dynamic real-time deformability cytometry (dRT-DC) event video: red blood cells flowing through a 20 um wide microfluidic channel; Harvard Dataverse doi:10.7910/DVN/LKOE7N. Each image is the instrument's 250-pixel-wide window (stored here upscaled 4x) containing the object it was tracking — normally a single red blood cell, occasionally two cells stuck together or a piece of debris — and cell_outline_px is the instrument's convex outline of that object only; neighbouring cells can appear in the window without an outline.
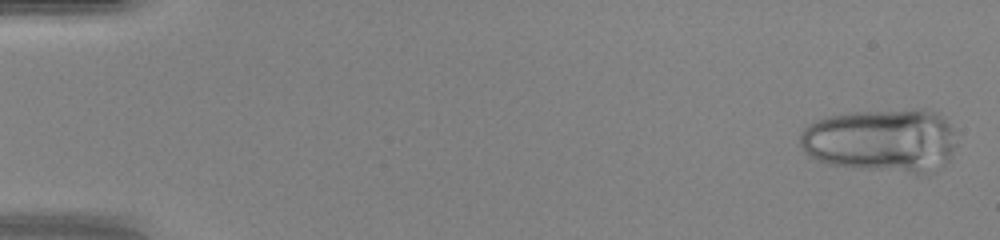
{"species": "human", "species_latin": "Homo sapiens", "temperature_condition": "warm", "stored_images_in_passage": 48, "camera_frame_rate_fps": 3000, "um_per_image_px": 0.085, "donor": {"sex": "female"}, "frame": {"image": 1, "passage_image": 2, "time_ms": 0.333, "image_size_px": [1000, 240], "cell_outline_px": [[956, 144], [952, 156], [940, 168], [924, 172], [912, 172], [856, 168], [828, 164], [812, 160], [800, 148], [800, 132], [808, 124], [824, 116], [852, 112], [912, 108], [924, 108], [936, 112], [952, 128]], "centroid_in_image_um": [74.88, 11.91], "position_along_channel_um": 10.1, "area_um2": 58.67}}
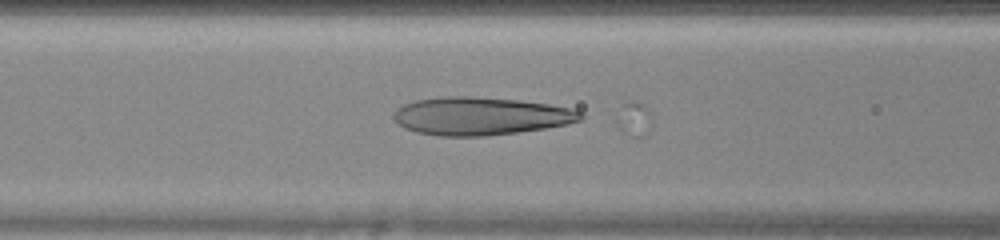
{"frame": {"image": 2, "passage_image": 21, "time_ms": 6.667, "image_size_px": [1000, 240], "cell_outline_px": [[584, 120], [568, 124], [544, 128], [516, 132], [484, 136], [440, 136], [416, 132], [404, 128], [392, 116], [392, 112], [396, 108], [404, 104], [416, 100], [444, 96], [472, 96], [520, 100], [548, 104], [568, 108], [580, 112], [584, 116]], "centroid_in_image_um": [40.82, 9.86], "position_along_channel_um": 125.8, "area_um2": 41.38}}
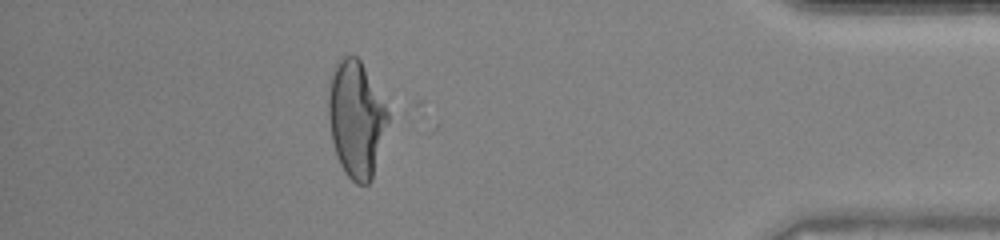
{"frame": {"image": 3, "passage_image": 43, "time_ms": 14.0, "image_size_px": [1000, 240], "cell_outline_px": [[388, 120], [372, 180], [368, 184], [356, 184], [344, 172], [336, 156], [332, 140], [328, 116], [328, 80], [332, 68], [344, 56], [356, 56], [360, 60], [384, 104], [388, 112]], "centroid_in_image_um": [30.23, 10.13], "position_along_channel_um": 405.0, "area_um2": 40.06}}